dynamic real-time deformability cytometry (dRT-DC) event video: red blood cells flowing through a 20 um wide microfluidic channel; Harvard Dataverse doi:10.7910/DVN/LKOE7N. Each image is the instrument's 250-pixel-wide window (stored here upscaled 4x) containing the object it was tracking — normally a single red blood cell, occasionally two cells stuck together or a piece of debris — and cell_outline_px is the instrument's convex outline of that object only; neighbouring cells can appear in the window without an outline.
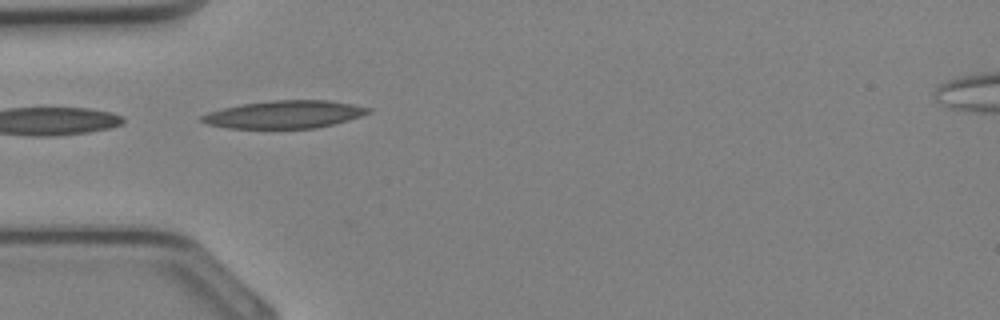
{"species": "Egyptian fruit bat (a non-hibernating species)", "species_latin": "Rousettus aegyptiacus", "temperature_condition": "cold", "stored_images_in_passage": 7, "camera_frame_rate_fps": 3000, "um_per_image_px": 0.085, "animal": {"sex": "female"}, "frame": {"image": 1, "passage_image": 4, "time_ms": 1.0, "image_size_px": [1000, 320], "cell_outline_px": [[372, 112], [348, 120], [316, 128], [228, 128], [208, 124], [200, 120], [200, 116], [208, 112], [224, 108], [244, 104], [272, 100], [328, 100], [352, 104], [372, 108]], "centroid_in_image_um": [24.2, 9.72], "position_along_channel_um": 60.8, "area_um2": 26.7}}